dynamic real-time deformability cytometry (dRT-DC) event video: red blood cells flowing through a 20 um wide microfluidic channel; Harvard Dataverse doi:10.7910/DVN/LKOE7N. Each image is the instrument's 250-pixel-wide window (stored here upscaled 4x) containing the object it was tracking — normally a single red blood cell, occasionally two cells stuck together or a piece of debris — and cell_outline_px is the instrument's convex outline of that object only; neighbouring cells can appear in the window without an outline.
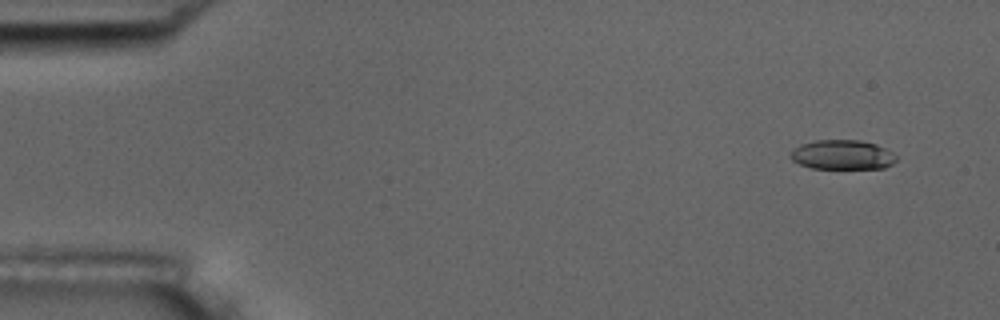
{"species": "common noctule bat (a hibernating species)", "species_latin": "Nyctalus noctula", "temperature_condition": "room temperature", "stored_images_in_passage": 5, "camera_frame_rate_fps": 3000, "um_per_image_px": 0.085, "animal": {"sex": "male", "body_mass_g": 17.5, "forearm_length_mm": 52.3}, "frame": {"image": 1, "passage_image": 1, "time_ms": 0.0, "image_size_px": [1000, 320], "cell_outline_px": [[896, 160], [892, 164], [884, 168], [812, 168], [800, 164], [792, 160], [788, 156], [792, 148], [800, 144], [816, 140], [860, 140], [876, 144], [884, 148], [896, 156]], "centroid_in_image_um": [71.55, 13.15], "position_along_channel_um": 13.5, "area_um2": 18.21}}
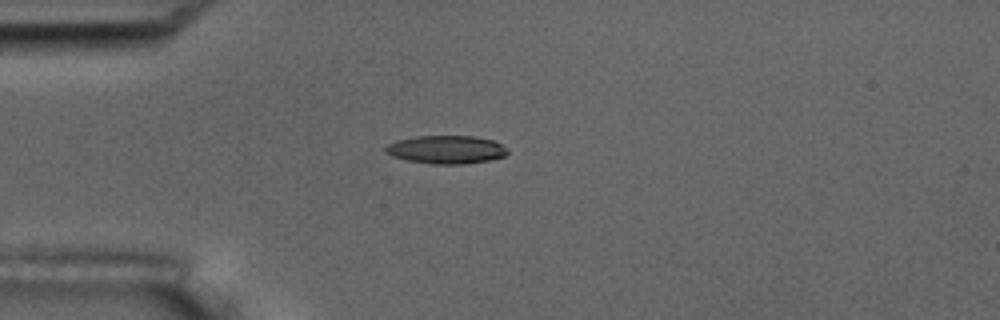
{"frame": {"image": 2, "passage_image": 4, "time_ms": 3.667, "image_size_px": [1000, 320], "cell_outline_px": [[508, 152], [504, 156], [488, 160], [464, 164], [432, 164], [408, 160], [392, 156], [384, 152], [384, 148], [388, 144], [396, 140], [416, 136], [472, 136], [492, 140], [508, 148]], "centroid_in_image_um": [37.9, 12.71], "position_along_channel_um": 47.1, "area_um2": 20.0}}